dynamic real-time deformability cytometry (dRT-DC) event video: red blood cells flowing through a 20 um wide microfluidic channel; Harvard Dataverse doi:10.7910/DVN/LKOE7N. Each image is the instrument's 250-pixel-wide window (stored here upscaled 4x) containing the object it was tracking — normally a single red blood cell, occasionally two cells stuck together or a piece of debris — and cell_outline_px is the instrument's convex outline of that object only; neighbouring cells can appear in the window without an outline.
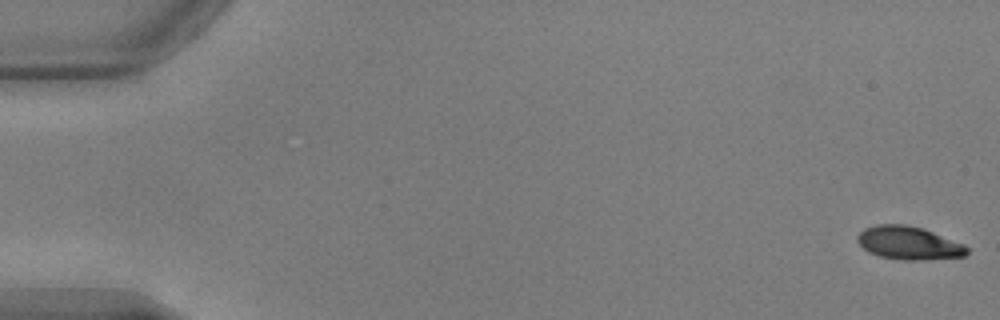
{"species": "common noctule bat (a hibernating species)", "species_latin": "Nyctalus noctula", "temperature_condition": "warm", "stored_images_in_passage": 48, "camera_frame_rate_fps": 3000, "um_per_image_px": 0.085, "animal": {"sex": "male", "body_mass_g": 17.9, "forearm_length_mm": 54.2}, "frame": {"image": 1, "passage_image": 1, "time_ms": 0.0, "image_size_px": [1000, 320], "cell_outline_px": [[968, 252], [964, 256], [924, 260], [900, 260], [880, 256], [868, 252], [856, 240], [856, 236], [864, 228], [876, 224], [904, 224], [924, 228], [964, 244], [968, 248]], "centroid_in_image_um": [77.23, 20.65], "position_along_channel_um": 7.8, "area_um2": 21.33}}
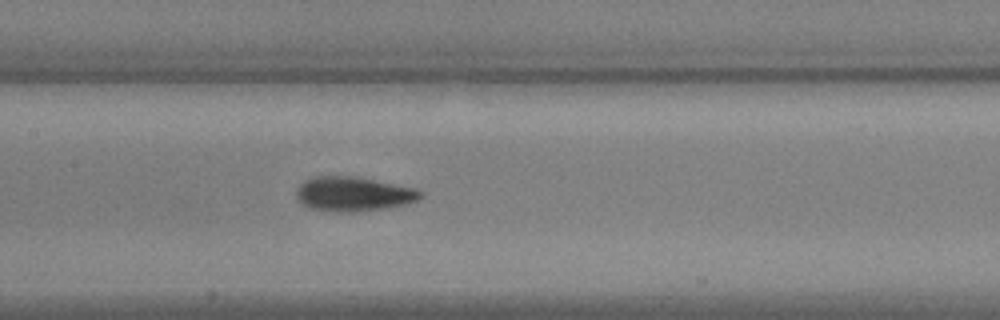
{"frame": {"image": 2, "passage_image": 26, "time_ms": 8.333, "image_size_px": [1000, 320], "cell_outline_px": [[424, 192], [416, 200], [404, 204], [384, 208], [352, 212], [332, 212], [308, 208], [296, 200], [296, 188], [304, 180], [312, 176], [360, 176], [416, 188]], "centroid_in_image_um": [29.98, 16.47], "position_along_channel_um": 177.4, "area_um2": 25.32}}
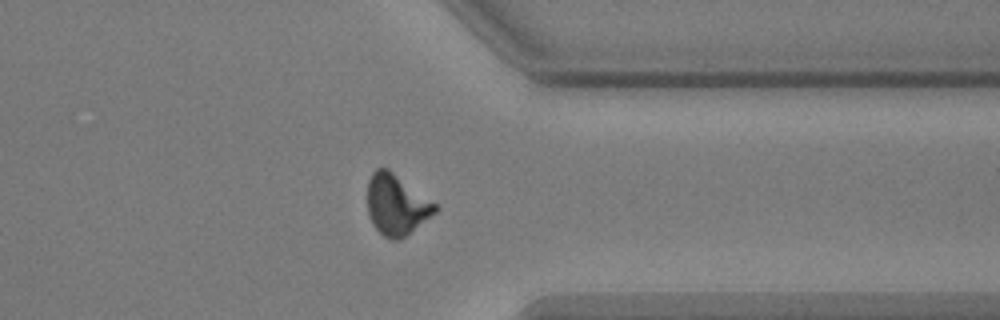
{"frame": {"image": 3, "passage_image": 42, "time_ms": 13.667, "image_size_px": [1000, 320], "cell_outline_px": [[440, 208], [436, 212], [400, 240], [392, 240], [384, 236], [372, 224], [368, 216], [368, 180], [372, 172], [376, 168], [388, 168], [436, 204]], "centroid_in_image_um": [33.68, 17.4], "position_along_channel_um": 377.7, "area_um2": 23.76}}